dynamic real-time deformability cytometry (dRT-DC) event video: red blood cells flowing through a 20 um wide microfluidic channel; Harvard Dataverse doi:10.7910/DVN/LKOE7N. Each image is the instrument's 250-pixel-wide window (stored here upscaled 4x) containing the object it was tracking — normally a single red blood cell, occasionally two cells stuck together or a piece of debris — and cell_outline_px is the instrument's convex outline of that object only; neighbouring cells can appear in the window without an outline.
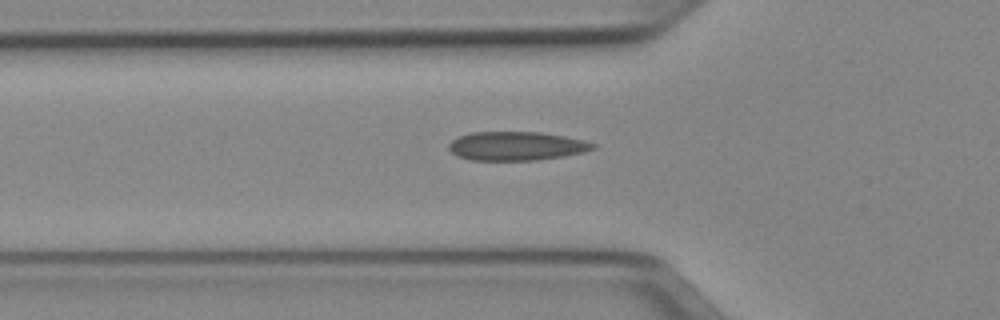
{"species": "Egyptian fruit bat (a non-hibernating species)", "species_latin": "Rousettus aegyptiacus", "temperature_condition": "cold", "stored_images_in_passage": 44, "camera_frame_rate_fps": 3000, "um_per_image_px": 0.085, "animal": {"sex": "female"}, "frame": {"image": 1, "passage_image": 16, "time_ms": 5.0, "image_size_px": [1000, 320], "cell_outline_px": [[596, 148], [584, 152], [564, 156], [536, 160], [472, 160], [456, 156], [448, 148], [448, 144], [452, 140], [460, 136], [472, 132], [540, 132], [564, 136], [584, 140], [596, 144]], "centroid_in_image_um": [43.9, 12.41], "position_along_channel_um": 81.9, "area_um2": 24.22}}
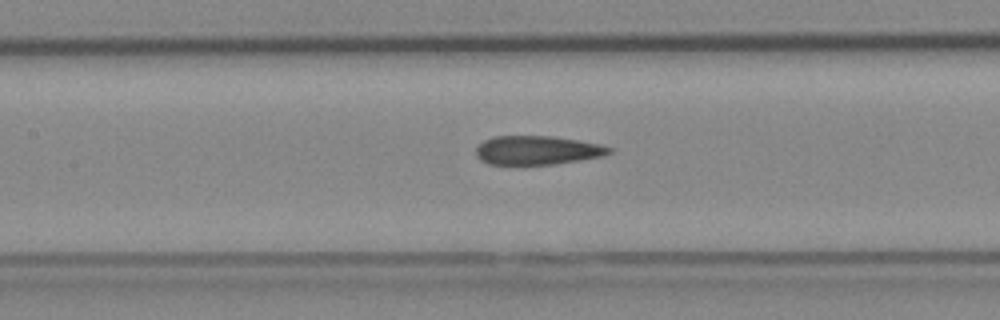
{"frame": {"image": 2, "passage_image": 22, "time_ms": 7.0, "image_size_px": [1000, 320], "cell_outline_px": [[612, 152], [604, 156], [556, 164], [520, 168], [488, 164], [480, 160], [476, 156], [476, 148], [484, 140], [492, 136], [552, 136], [600, 144], [612, 148]], "centroid_in_image_um": [45.6, 12.82], "position_along_channel_um": 161.8, "area_um2": 23.41}}
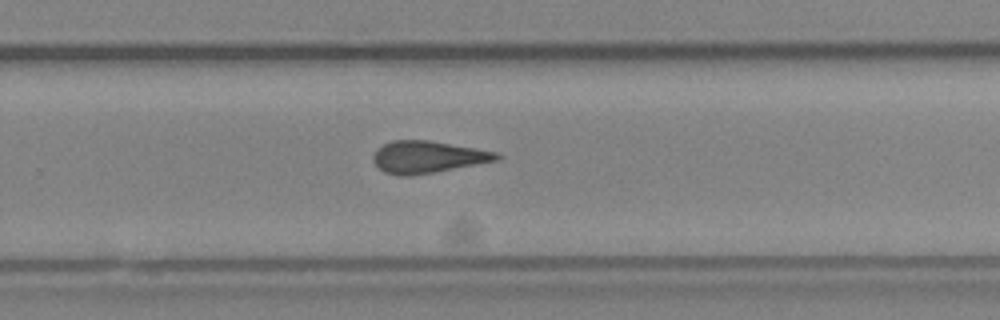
{"frame": {"image": 3, "passage_image": 32, "time_ms": 10.333, "image_size_px": [1000, 320], "cell_outline_px": [[500, 160], [432, 172], [408, 176], [400, 176], [384, 172], [372, 160], [372, 156], [376, 148], [392, 140], [428, 140], [476, 148], [496, 152], [500, 156]], "centroid_in_image_um": [36.32, 13.33], "position_along_channel_um": 293.5, "area_um2": 22.89}}